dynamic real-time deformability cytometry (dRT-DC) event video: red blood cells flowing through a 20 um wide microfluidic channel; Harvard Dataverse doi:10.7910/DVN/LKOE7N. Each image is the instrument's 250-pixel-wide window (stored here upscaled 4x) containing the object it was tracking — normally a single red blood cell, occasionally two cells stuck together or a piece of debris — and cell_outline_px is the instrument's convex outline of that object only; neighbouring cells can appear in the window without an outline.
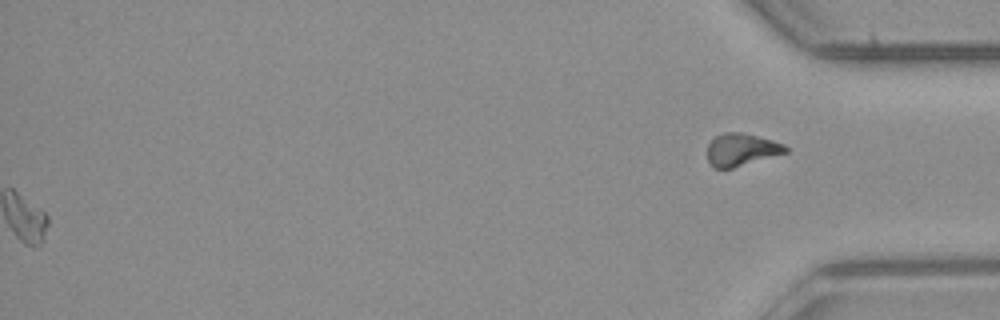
{"species": "common noctule bat (a hibernating species)", "species_latin": "Nyctalus noctula", "temperature_condition": "room temperature", "stored_images_in_passage": 54, "segment_of_instrument_passage": [2, 2], "camera_frame_rate_fps": 3000, "um_per_image_px": 0.085, "animal": {"sex": "male", "body_mass_g": 23.1, "forearm_length_mm": 52.7}, "frame": {"image": 1, "passage_image": 54, "time_ms": 17.667, "image_size_px": [1000, 320], "cell_outline_px": [[788, 152], [732, 168], [712, 168], [708, 160], [708, 144], [716, 136], [724, 132], [740, 132], [772, 140], [784, 144], [788, 148]], "centroid_in_image_um": [63.01, 12.72], "position_along_channel_um": 372.2, "area_um2": 14.68}}